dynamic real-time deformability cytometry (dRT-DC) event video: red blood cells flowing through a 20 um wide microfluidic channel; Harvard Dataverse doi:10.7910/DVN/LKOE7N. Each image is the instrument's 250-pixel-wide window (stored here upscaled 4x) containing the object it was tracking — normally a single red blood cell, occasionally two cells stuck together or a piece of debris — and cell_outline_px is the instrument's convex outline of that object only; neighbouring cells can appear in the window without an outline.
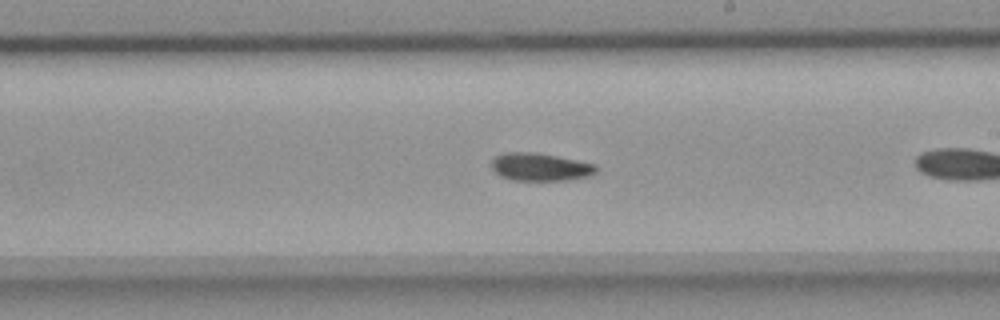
{"species": "common noctule bat (a hibernating species)", "species_latin": "Nyctalus noctula", "temperature_condition": "room temperature", "stored_images_in_passage": 27, "camera_frame_rate_fps": 3000, "um_per_image_px": 0.085, "animal": {"sex": "female", "body_mass_g": 18.4}, "frame": {"image": 1, "passage_image": 16, "time_ms": 5.0, "image_size_px": [1000, 320], "cell_outline_px": [[596, 172], [592, 176], [568, 180], [512, 180], [500, 176], [492, 168], [492, 160], [496, 156], [504, 152], [532, 152], [556, 156], [596, 164]], "centroid_in_image_um": [45.93, 14.2], "position_along_channel_um": 243.1, "area_um2": 16.94}}